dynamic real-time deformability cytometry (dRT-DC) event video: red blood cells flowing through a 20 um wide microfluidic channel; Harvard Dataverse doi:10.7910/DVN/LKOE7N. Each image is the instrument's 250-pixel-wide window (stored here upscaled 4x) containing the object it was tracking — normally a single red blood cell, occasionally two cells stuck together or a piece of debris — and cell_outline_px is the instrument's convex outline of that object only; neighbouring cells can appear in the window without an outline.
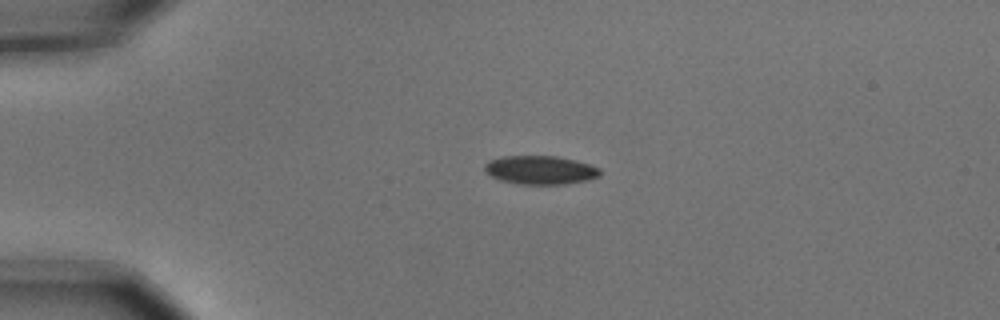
{"species": "common noctule bat (a hibernating species)", "species_latin": "Nyctalus noctula", "temperature_condition": "cold", "stored_images_in_passage": 3, "camera_frame_rate_fps": 3000, "um_per_image_px": 0.085, "animal": {"sex": "male", "body_mass_g": 15.6}, "frame": {"image": 1, "passage_image": 2, "time_ms": 0.333, "image_size_px": [1000, 320], "cell_outline_px": [[600, 176], [588, 180], [564, 184], [520, 184], [500, 180], [484, 172], [484, 164], [488, 160], [504, 156], [556, 156], [576, 160], [600, 168]], "centroid_in_image_um": [45.91, 14.45], "position_along_channel_um": 39.1, "area_um2": 19.31}}